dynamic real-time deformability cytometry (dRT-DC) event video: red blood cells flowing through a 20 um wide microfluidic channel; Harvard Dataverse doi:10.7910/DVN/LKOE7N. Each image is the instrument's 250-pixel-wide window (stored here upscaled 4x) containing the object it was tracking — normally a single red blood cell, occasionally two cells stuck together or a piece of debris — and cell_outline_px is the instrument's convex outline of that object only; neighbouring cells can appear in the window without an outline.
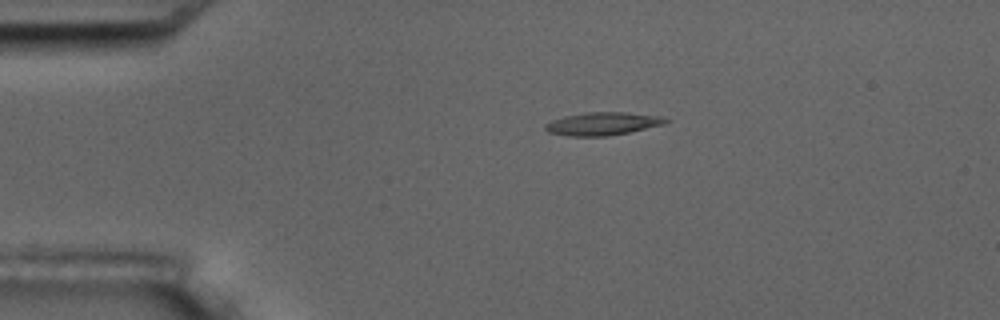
{"species": "common noctule bat (a hibernating species)", "species_latin": "Nyctalus noctula", "temperature_condition": "room temperature", "stored_images_in_passage": 3, "camera_frame_rate_fps": 3000, "um_per_image_px": 0.085, "animal": {"sex": "male", "body_mass_g": 17.5, "forearm_length_mm": 52.3}, "frame": {"image": 1, "passage_image": 3, "time_ms": 3.333, "image_size_px": [1000, 320], "cell_outline_px": [[672, 120], [664, 124], [628, 132], [608, 136], [568, 136], [548, 132], [544, 128], [544, 124], [552, 120], [564, 116], [588, 112], [628, 112], [660, 116]], "centroid_in_image_um": [51.22, 10.51], "position_along_channel_um": 33.8, "area_um2": 16.13}}